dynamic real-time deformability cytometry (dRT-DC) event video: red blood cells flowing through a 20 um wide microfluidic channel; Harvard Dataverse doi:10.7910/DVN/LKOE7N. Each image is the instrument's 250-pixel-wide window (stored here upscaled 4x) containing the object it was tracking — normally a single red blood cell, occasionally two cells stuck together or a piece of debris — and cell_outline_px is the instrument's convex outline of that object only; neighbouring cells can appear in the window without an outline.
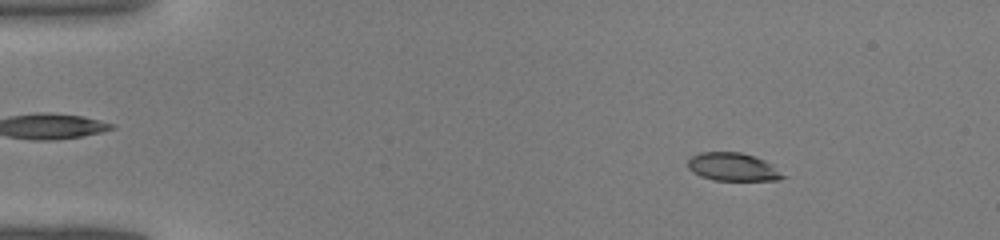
{"species": "common noctule bat (a hibernating species)", "species_latin": "Nyctalus noctula", "temperature_condition": "warm", "stored_images_in_passage": 43, "camera_frame_rate_fps": 3000, "um_per_image_px": 0.085, "animal": {"sex": "male", "body_mass_g": 19.0, "forearm_length_mm": 50.8}, "frame": {"image": 1, "passage_image": 6, "time_ms": 1.667, "image_size_px": [1000, 240], "cell_outline_px": [[788, 176], [780, 180], [712, 180], [700, 176], [692, 172], [688, 168], [688, 160], [692, 156], [700, 152], [740, 152], [764, 160], [772, 164]], "centroid_in_image_um": [62.31, 14.2], "position_along_channel_um": 22.7, "area_um2": 15.66}}
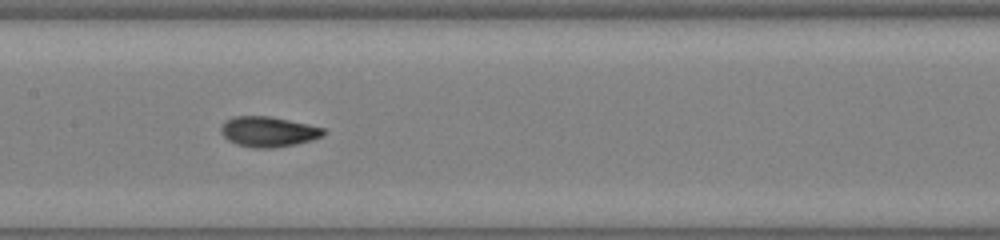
{"frame": {"image": 2, "passage_image": 22, "time_ms": 7.0, "image_size_px": [1000, 240], "cell_outline_px": [[324, 132], [320, 136], [312, 140], [296, 144], [272, 148], [252, 148], [236, 144], [228, 140], [220, 132], [220, 124], [224, 120], [232, 116], [272, 116], [308, 124], [324, 128]], "centroid_in_image_um": [22.74, 11.18], "position_along_channel_um": 184.7, "area_um2": 18.26}}
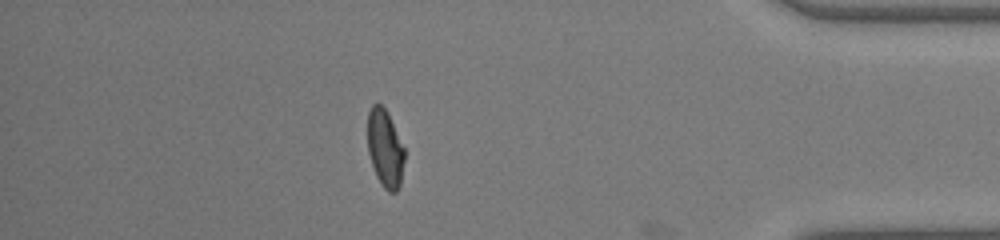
{"frame": {"image": 3, "passage_image": 38, "time_ms": 12.333, "image_size_px": [1000, 240], "cell_outline_px": [[404, 160], [400, 184], [396, 192], [388, 192], [380, 184], [376, 176], [368, 152], [368, 112], [372, 104], [380, 104], [384, 108], [404, 148]], "centroid_in_image_um": [32.71, 12.66], "position_along_channel_um": 402.5, "area_um2": 16.36}}